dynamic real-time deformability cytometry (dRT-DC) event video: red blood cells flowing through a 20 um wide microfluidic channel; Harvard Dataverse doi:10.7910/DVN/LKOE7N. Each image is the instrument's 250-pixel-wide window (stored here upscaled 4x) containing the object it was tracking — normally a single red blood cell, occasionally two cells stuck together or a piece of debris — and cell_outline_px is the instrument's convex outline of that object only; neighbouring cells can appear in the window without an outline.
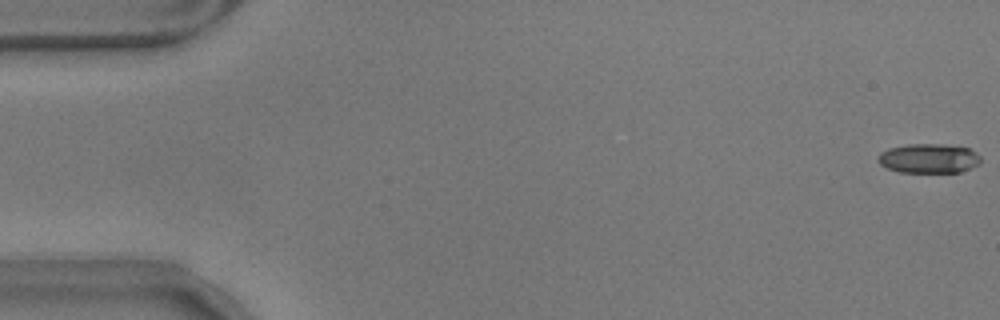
{"species": "common noctule bat (a hibernating species)", "species_latin": "Nyctalus noctula", "temperature_condition": "warm", "stored_images_in_passage": 7, "camera_frame_rate_fps": 3000, "um_per_image_px": 0.085, "animal": {"sex": "male", "body_mass_g": 17.9}, "frame": {"image": 1, "passage_image": 1, "time_ms": 0.0, "image_size_px": [1000, 320], "cell_outline_px": [[980, 164], [960, 172], [900, 172], [888, 168], [880, 164], [876, 160], [880, 152], [888, 148], [908, 144], [944, 144], [968, 148], [976, 152], [980, 156]], "centroid_in_image_um": [78.93, 13.46], "position_along_channel_um": 6.1, "area_um2": 17.69}}